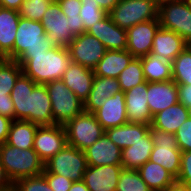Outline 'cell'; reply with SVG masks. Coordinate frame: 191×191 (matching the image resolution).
<instances>
[{
	"label": "cell",
	"mask_w": 191,
	"mask_h": 191,
	"mask_svg": "<svg viewBox=\"0 0 191 191\" xmlns=\"http://www.w3.org/2000/svg\"><path fill=\"white\" fill-rule=\"evenodd\" d=\"M21 73L22 67L17 61L0 58V97H7L11 94Z\"/></svg>",
	"instance_id": "1f68e13d"
},
{
	"label": "cell",
	"mask_w": 191,
	"mask_h": 191,
	"mask_svg": "<svg viewBox=\"0 0 191 191\" xmlns=\"http://www.w3.org/2000/svg\"><path fill=\"white\" fill-rule=\"evenodd\" d=\"M120 91L122 90L117 79L95 76L92 89L87 100L84 102V111L94 113L107 98L114 96L115 93Z\"/></svg>",
	"instance_id": "cb8c5ba5"
},
{
	"label": "cell",
	"mask_w": 191,
	"mask_h": 191,
	"mask_svg": "<svg viewBox=\"0 0 191 191\" xmlns=\"http://www.w3.org/2000/svg\"><path fill=\"white\" fill-rule=\"evenodd\" d=\"M94 115L105 130L128 123L125 93L120 91L107 98Z\"/></svg>",
	"instance_id": "ac0fdd59"
},
{
	"label": "cell",
	"mask_w": 191,
	"mask_h": 191,
	"mask_svg": "<svg viewBox=\"0 0 191 191\" xmlns=\"http://www.w3.org/2000/svg\"><path fill=\"white\" fill-rule=\"evenodd\" d=\"M137 171L152 191H166L176 181L163 166L149 160Z\"/></svg>",
	"instance_id": "f1b7e54d"
},
{
	"label": "cell",
	"mask_w": 191,
	"mask_h": 191,
	"mask_svg": "<svg viewBox=\"0 0 191 191\" xmlns=\"http://www.w3.org/2000/svg\"><path fill=\"white\" fill-rule=\"evenodd\" d=\"M53 191H68L73 183L72 180L57 174H42Z\"/></svg>",
	"instance_id": "60d3db41"
},
{
	"label": "cell",
	"mask_w": 191,
	"mask_h": 191,
	"mask_svg": "<svg viewBox=\"0 0 191 191\" xmlns=\"http://www.w3.org/2000/svg\"><path fill=\"white\" fill-rule=\"evenodd\" d=\"M24 0H0V7L19 10Z\"/></svg>",
	"instance_id": "c3c4849f"
},
{
	"label": "cell",
	"mask_w": 191,
	"mask_h": 191,
	"mask_svg": "<svg viewBox=\"0 0 191 191\" xmlns=\"http://www.w3.org/2000/svg\"><path fill=\"white\" fill-rule=\"evenodd\" d=\"M66 17H77L81 10L80 0H56Z\"/></svg>",
	"instance_id": "b9f144b4"
},
{
	"label": "cell",
	"mask_w": 191,
	"mask_h": 191,
	"mask_svg": "<svg viewBox=\"0 0 191 191\" xmlns=\"http://www.w3.org/2000/svg\"><path fill=\"white\" fill-rule=\"evenodd\" d=\"M178 86V101L186 107L191 105V85L177 84Z\"/></svg>",
	"instance_id": "ee69618b"
},
{
	"label": "cell",
	"mask_w": 191,
	"mask_h": 191,
	"mask_svg": "<svg viewBox=\"0 0 191 191\" xmlns=\"http://www.w3.org/2000/svg\"><path fill=\"white\" fill-rule=\"evenodd\" d=\"M12 119L0 115V144L6 143Z\"/></svg>",
	"instance_id": "f6af8a7d"
},
{
	"label": "cell",
	"mask_w": 191,
	"mask_h": 191,
	"mask_svg": "<svg viewBox=\"0 0 191 191\" xmlns=\"http://www.w3.org/2000/svg\"><path fill=\"white\" fill-rule=\"evenodd\" d=\"M54 0H24L18 10L20 17L41 21L44 13Z\"/></svg>",
	"instance_id": "d590c367"
},
{
	"label": "cell",
	"mask_w": 191,
	"mask_h": 191,
	"mask_svg": "<svg viewBox=\"0 0 191 191\" xmlns=\"http://www.w3.org/2000/svg\"><path fill=\"white\" fill-rule=\"evenodd\" d=\"M38 125L26 120H12L6 144L18 149L33 148Z\"/></svg>",
	"instance_id": "f546056e"
},
{
	"label": "cell",
	"mask_w": 191,
	"mask_h": 191,
	"mask_svg": "<svg viewBox=\"0 0 191 191\" xmlns=\"http://www.w3.org/2000/svg\"><path fill=\"white\" fill-rule=\"evenodd\" d=\"M187 119V107L178 102L155 114L151 126L157 130L174 134Z\"/></svg>",
	"instance_id": "83f0119b"
},
{
	"label": "cell",
	"mask_w": 191,
	"mask_h": 191,
	"mask_svg": "<svg viewBox=\"0 0 191 191\" xmlns=\"http://www.w3.org/2000/svg\"><path fill=\"white\" fill-rule=\"evenodd\" d=\"M182 1L189 4V5H191V0H182Z\"/></svg>",
	"instance_id": "11a10c76"
},
{
	"label": "cell",
	"mask_w": 191,
	"mask_h": 191,
	"mask_svg": "<svg viewBox=\"0 0 191 191\" xmlns=\"http://www.w3.org/2000/svg\"><path fill=\"white\" fill-rule=\"evenodd\" d=\"M133 58L134 56L127 50H107L93 69L94 75L117 79Z\"/></svg>",
	"instance_id": "d4e9b609"
},
{
	"label": "cell",
	"mask_w": 191,
	"mask_h": 191,
	"mask_svg": "<svg viewBox=\"0 0 191 191\" xmlns=\"http://www.w3.org/2000/svg\"><path fill=\"white\" fill-rule=\"evenodd\" d=\"M3 191H15L14 187H11L10 189L3 190Z\"/></svg>",
	"instance_id": "9f6ffc18"
},
{
	"label": "cell",
	"mask_w": 191,
	"mask_h": 191,
	"mask_svg": "<svg viewBox=\"0 0 191 191\" xmlns=\"http://www.w3.org/2000/svg\"><path fill=\"white\" fill-rule=\"evenodd\" d=\"M159 6L150 0H120L108 13L111 20L122 29L141 22L158 19Z\"/></svg>",
	"instance_id": "52a82bcc"
},
{
	"label": "cell",
	"mask_w": 191,
	"mask_h": 191,
	"mask_svg": "<svg viewBox=\"0 0 191 191\" xmlns=\"http://www.w3.org/2000/svg\"><path fill=\"white\" fill-rule=\"evenodd\" d=\"M147 102L151 115L178 103V86L173 80L148 82Z\"/></svg>",
	"instance_id": "d6986e66"
},
{
	"label": "cell",
	"mask_w": 191,
	"mask_h": 191,
	"mask_svg": "<svg viewBox=\"0 0 191 191\" xmlns=\"http://www.w3.org/2000/svg\"><path fill=\"white\" fill-rule=\"evenodd\" d=\"M70 63L67 47L55 46L47 53L32 55L21 67L22 72L36 84L45 85L61 80Z\"/></svg>",
	"instance_id": "7a4b0ae2"
},
{
	"label": "cell",
	"mask_w": 191,
	"mask_h": 191,
	"mask_svg": "<svg viewBox=\"0 0 191 191\" xmlns=\"http://www.w3.org/2000/svg\"><path fill=\"white\" fill-rule=\"evenodd\" d=\"M151 124L126 123L121 126L112 127L105 130V134L119 148L124 149L134 145L150 130Z\"/></svg>",
	"instance_id": "4316f807"
},
{
	"label": "cell",
	"mask_w": 191,
	"mask_h": 191,
	"mask_svg": "<svg viewBox=\"0 0 191 191\" xmlns=\"http://www.w3.org/2000/svg\"><path fill=\"white\" fill-rule=\"evenodd\" d=\"M116 191H152L140 177L137 170L123 169Z\"/></svg>",
	"instance_id": "e575fe53"
},
{
	"label": "cell",
	"mask_w": 191,
	"mask_h": 191,
	"mask_svg": "<svg viewBox=\"0 0 191 191\" xmlns=\"http://www.w3.org/2000/svg\"><path fill=\"white\" fill-rule=\"evenodd\" d=\"M178 148L182 152L191 151V119L188 118L174 133Z\"/></svg>",
	"instance_id": "f35d334b"
},
{
	"label": "cell",
	"mask_w": 191,
	"mask_h": 191,
	"mask_svg": "<svg viewBox=\"0 0 191 191\" xmlns=\"http://www.w3.org/2000/svg\"><path fill=\"white\" fill-rule=\"evenodd\" d=\"M19 19L17 10L0 7V58L13 60V47Z\"/></svg>",
	"instance_id": "603a6c76"
},
{
	"label": "cell",
	"mask_w": 191,
	"mask_h": 191,
	"mask_svg": "<svg viewBox=\"0 0 191 191\" xmlns=\"http://www.w3.org/2000/svg\"><path fill=\"white\" fill-rule=\"evenodd\" d=\"M142 70L147 82H164L172 80V63L149 53L142 56Z\"/></svg>",
	"instance_id": "4dcf8cb0"
},
{
	"label": "cell",
	"mask_w": 191,
	"mask_h": 191,
	"mask_svg": "<svg viewBox=\"0 0 191 191\" xmlns=\"http://www.w3.org/2000/svg\"><path fill=\"white\" fill-rule=\"evenodd\" d=\"M13 187L15 191H53L42 174L19 179Z\"/></svg>",
	"instance_id": "74e56055"
},
{
	"label": "cell",
	"mask_w": 191,
	"mask_h": 191,
	"mask_svg": "<svg viewBox=\"0 0 191 191\" xmlns=\"http://www.w3.org/2000/svg\"><path fill=\"white\" fill-rule=\"evenodd\" d=\"M161 28L171 30L191 45V5L182 0H168L159 6Z\"/></svg>",
	"instance_id": "30bf717a"
},
{
	"label": "cell",
	"mask_w": 191,
	"mask_h": 191,
	"mask_svg": "<svg viewBox=\"0 0 191 191\" xmlns=\"http://www.w3.org/2000/svg\"><path fill=\"white\" fill-rule=\"evenodd\" d=\"M68 191H90L85 182L82 181H75L72 183L71 188Z\"/></svg>",
	"instance_id": "816d5d0a"
},
{
	"label": "cell",
	"mask_w": 191,
	"mask_h": 191,
	"mask_svg": "<svg viewBox=\"0 0 191 191\" xmlns=\"http://www.w3.org/2000/svg\"><path fill=\"white\" fill-rule=\"evenodd\" d=\"M122 165L88 166L83 181L90 191H116Z\"/></svg>",
	"instance_id": "9a60e30c"
},
{
	"label": "cell",
	"mask_w": 191,
	"mask_h": 191,
	"mask_svg": "<svg viewBox=\"0 0 191 191\" xmlns=\"http://www.w3.org/2000/svg\"><path fill=\"white\" fill-rule=\"evenodd\" d=\"M188 45L174 31L160 27L153 39V46L150 53L172 63Z\"/></svg>",
	"instance_id": "7402d4cb"
},
{
	"label": "cell",
	"mask_w": 191,
	"mask_h": 191,
	"mask_svg": "<svg viewBox=\"0 0 191 191\" xmlns=\"http://www.w3.org/2000/svg\"><path fill=\"white\" fill-rule=\"evenodd\" d=\"M40 22L48 39L56 46L67 47L76 37L71 31L70 20H67L56 0L49 5Z\"/></svg>",
	"instance_id": "7c38bea8"
},
{
	"label": "cell",
	"mask_w": 191,
	"mask_h": 191,
	"mask_svg": "<svg viewBox=\"0 0 191 191\" xmlns=\"http://www.w3.org/2000/svg\"><path fill=\"white\" fill-rule=\"evenodd\" d=\"M159 19L141 22L126 30L127 51L140 58L151 52L153 39L160 28Z\"/></svg>",
	"instance_id": "5bb4252c"
},
{
	"label": "cell",
	"mask_w": 191,
	"mask_h": 191,
	"mask_svg": "<svg viewBox=\"0 0 191 191\" xmlns=\"http://www.w3.org/2000/svg\"><path fill=\"white\" fill-rule=\"evenodd\" d=\"M149 131L154 145L149 161L160 164L177 179L182 151L178 148L175 135L157 130L152 126Z\"/></svg>",
	"instance_id": "9c48e42d"
},
{
	"label": "cell",
	"mask_w": 191,
	"mask_h": 191,
	"mask_svg": "<svg viewBox=\"0 0 191 191\" xmlns=\"http://www.w3.org/2000/svg\"><path fill=\"white\" fill-rule=\"evenodd\" d=\"M80 1L82 6L79 15L82 18L84 29L87 31L92 25L103 19L107 13L94 0Z\"/></svg>",
	"instance_id": "8d00e7d4"
},
{
	"label": "cell",
	"mask_w": 191,
	"mask_h": 191,
	"mask_svg": "<svg viewBox=\"0 0 191 191\" xmlns=\"http://www.w3.org/2000/svg\"><path fill=\"white\" fill-rule=\"evenodd\" d=\"M45 86L51 100L54 124L64 126L84 111V103L62 80L51 81Z\"/></svg>",
	"instance_id": "5b68a950"
},
{
	"label": "cell",
	"mask_w": 191,
	"mask_h": 191,
	"mask_svg": "<svg viewBox=\"0 0 191 191\" xmlns=\"http://www.w3.org/2000/svg\"><path fill=\"white\" fill-rule=\"evenodd\" d=\"M121 148L106 134L100 137L92 146L84 150L88 166L122 165Z\"/></svg>",
	"instance_id": "ffe728a7"
},
{
	"label": "cell",
	"mask_w": 191,
	"mask_h": 191,
	"mask_svg": "<svg viewBox=\"0 0 191 191\" xmlns=\"http://www.w3.org/2000/svg\"><path fill=\"white\" fill-rule=\"evenodd\" d=\"M67 49L72 62L92 70L107 51L101 41L87 32L77 35Z\"/></svg>",
	"instance_id": "8fae6325"
},
{
	"label": "cell",
	"mask_w": 191,
	"mask_h": 191,
	"mask_svg": "<svg viewBox=\"0 0 191 191\" xmlns=\"http://www.w3.org/2000/svg\"><path fill=\"white\" fill-rule=\"evenodd\" d=\"M148 82L125 91L127 119L130 123L151 124L153 116L147 102Z\"/></svg>",
	"instance_id": "2e32d148"
},
{
	"label": "cell",
	"mask_w": 191,
	"mask_h": 191,
	"mask_svg": "<svg viewBox=\"0 0 191 191\" xmlns=\"http://www.w3.org/2000/svg\"><path fill=\"white\" fill-rule=\"evenodd\" d=\"M172 80L176 84L191 85V45H188L173 60Z\"/></svg>",
	"instance_id": "836d02e7"
},
{
	"label": "cell",
	"mask_w": 191,
	"mask_h": 191,
	"mask_svg": "<svg viewBox=\"0 0 191 191\" xmlns=\"http://www.w3.org/2000/svg\"><path fill=\"white\" fill-rule=\"evenodd\" d=\"M107 14L116 6L120 0H94Z\"/></svg>",
	"instance_id": "681fc988"
},
{
	"label": "cell",
	"mask_w": 191,
	"mask_h": 191,
	"mask_svg": "<svg viewBox=\"0 0 191 191\" xmlns=\"http://www.w3.org/2000/svg\"><path fill=\"white\" fill-rule=\"evenodd\" d=\"M86 32L101 41L107 50L127 49L126 30L117 26L108 14L92 25Z\"/></svg>",
	"instance_id": "e0dca14e"
},
{
	"label": "cell",
	"mask_w": 191,
	"mask_h": 191,
	"mask_svg": "<svg viewBox=\"0 0 191 191\" xmlns=\"http://www.w3.org/2000/svg\"><path fill=\"white\" fill-rule=\"evenodd\" d=\"M123 92L146 82L142 70L141 58L134 57L128 66L117 77Z\"/></svg>",
	"instance_id": "d6a6232c"
},
{
	"label": "cell",
	"mask_w": 191,
	"mask_h": 191,
	"mask_svg": "<svg viewBox=\"0 0 191 191\" xmlns=\"http://www.w3.org/2000/svg\"><path fill=\"white\" fill-rule=\"evenodd\" d=\"M67 145L65 128L62 125L38 126L33 149L46 163Z\"/></svg>",
	"instance_id": "4fadbf2b"
},
{
	"label": "cell",
	"mask_w": 191,
	"mask_h": 191,
	"mask_svg": "<svg viewBox=\"0 0 191 191\" xmlns=\"http://www.w3.org/2000/svg\"><path fill=\"white\" fill-rule=\"evenodd\" d=\"M0 163L12 183L44 172V162L33 148L23 150L6 143L0 144Z\"/></svg>",
	"instance_id": "277c9868"
},
{
	"label": "cell",
	"mask_w": 191,
	"mask_h": 191,
	"mask_svg": "<svg viewBox=\"0 0 191 191\" xmlns=\"http://www.w3.org/2000/svg\"><path fill=\"white\" fill-rule=\"evenodd\" d=\"M0 115L15 120L14 103L11 94L7 97H0Z\"/></svg>",
	"instance_id": "7bdbcfd3"
},
{
	"label": "cell",
	"mask_w": 191,
	"mask_h": 191,
	"mask_svg": "<svg viewBox=\"0 0 191 191\" xmlns=\"http://www.w3.org/2000/svg\"><path fill=\"white\" fill-rule=\"evenodd\" d=\"M152 2H154L155 4H157L158 6H160L162 3H165L168 0H150Z\"/></svg>",
	"instance_id": "f5cc1de1"
},
{
	"label": "cell",
	"mask_w": 191,
	"mask_h": 191,
	"mask_svg": "<svg viewBox=\"0 0 191 191\" xmlns=\"http://www.w3.org/2000/svg\"><path fill=\"white\" fill-rule=\"evenodd\" d=\"M11 187H13V183L0 163V191L10 189Z\"/></svg>",
	"instance_id": "7dc6e473"
},
{
	"label": "cell",
	"mask_w": 191,
	"mask_h": 191,
	"mask_svg": "<svg viewBox=\"0 0 191 191\" xmlns=\"http://www.w3.org/2000/svg\"><path fill=\"white\" fill-rule=\"evenodd\" d=\"M11 98L15 120L30 121L38 126L55 125L51 100L45 85L36 84L22 72L14 84Z\"/></svg>",
	"instance_id": "6da1fadb"
},
{
	"label": "cell",
	"mask_w": 191,
	"mask_h": 191,
	"mask_svg": "<svg viewBox=\"0 0 191 191\" xmlns=\"http://www.w3.org/2000/svg\"><path fill=\"white\" fill-rule=\"evenodd\" d=\"M166 191H191V187L175 181Z\"/></svg>",
	"instance_id": "f907efd6"
},
{
	"label": "cell",
	"mask_w": 191,
	"mask_h": 191,
	"mask_svg": "<svg viewBox=\"0 0 191 191\" xmlns=\"http://www.w3.org/2000/svg\"><path fill=\"white\" fill-rule=\"evenodd\" d=\"M40 21L20 17L13 47V60L21 66L32 56L47 53L55 47Z\"/></svg>",
	"instance_id": "3957f363"
},
{
	"label": "cell",
	"mask_w": 191,
	"mask_h": 191,
	"mask_svg": "<svg viewBox=\"0 0 191 191\" xmlns=\"http://www.w3.org/2000/svg\"><path fill=\"white\" fill-rule=\"evenodd\" d=\"M153 143L150 131L134 145L124 148L121 151V164L123 169L138 170L149 159L153 150Z\"/></svg>",
	"instance_id": "484cf974"
},
{
	"label": "cell",
	"mask_w": 191,
	"mask_h": 191,
	"mask_svg": "<svg viewBox=\"0 0 191 191\" xmlns=\"http://www.w3.org/2000/svg\"><path fill=\"white\" fill-rule=\"evenodd\" d=\"M87 167L84 151L66 145L44 163V172L42 174H57L73 182L82 181Z\"/></svg>",
	"instance_id": "ba28073f"
},
{
	"label": "cell",
	"mask_w": 191,
	"mask_h": 191,
	"mask_svg": "<svg viewBox=\"0 0 191 191\" xmlns=\"http://www.w3.org/2000/svg\"><path fill=\"white\" fill-rule=\"evenodd\" d=\"M67 20H70L71 31L75 36L86 32L84 29V24H83V21H82V18L80 17V15H78L77 17H67Z\"/></svg>",
	"instance_id": "bcb514c9"
},
{
	"label": "cell",
	"mask_w": 191,
	"mask_h": 191,
	"mask_svg": "<svg viewBox=\"0 0 191 191\" xmlns=\"http://www.w3.org/2000/svg\"><path fill=\"white\" fill-rule=\"evenodd\" d=\"M94 77L92 69L71 61L61 80L84 103L92 89Z\"/></svg>",
	"instance_id": "44dd1931"
},
{
	"label": "cell",
	"mask_w": 191,
	"mask_h": 191,
	"mask_svg": "<svg viewBox=\"0 0 191 191\" xmlns=\"http://www.w3.org/2000/svg\"><path fill=\"white\" fill-rule=\"evenodd\" d=\"M176 181L191 187V151L182 152L179 176Z\"/></svg>",
	"instance_id": "ab89813d"
},
{
	"label": "cell",
	"mask_w": 191,
	"mask_h": 191,
	"mask_svg": "<svg viewBox=\"0 0 191 191\" xmlns=\"http://www.w3.org/2000/svg\"><path fill=\"white\" fill-rule=\"evenodd\" d=\"M67 145L84 151L105 134L94 113L83 111L65 125Z\"/></svg>",
	"instance_id": "8992f818"
},
{
	"label": "cell",
	"mask_w": 191,
	"mask_h": 191,
	"mask_svg": "<svg viewBox=\"0 0 191 191\" xmlns=\"http://www.w3.org/2000/svg\"><path fill=\"white\" fill-rule=\"evenodd\" d=\"M188 118L191 119V105L187 107Z\"/></svg>",
	"instance_id": "db71d44e"
}]
</instances>
